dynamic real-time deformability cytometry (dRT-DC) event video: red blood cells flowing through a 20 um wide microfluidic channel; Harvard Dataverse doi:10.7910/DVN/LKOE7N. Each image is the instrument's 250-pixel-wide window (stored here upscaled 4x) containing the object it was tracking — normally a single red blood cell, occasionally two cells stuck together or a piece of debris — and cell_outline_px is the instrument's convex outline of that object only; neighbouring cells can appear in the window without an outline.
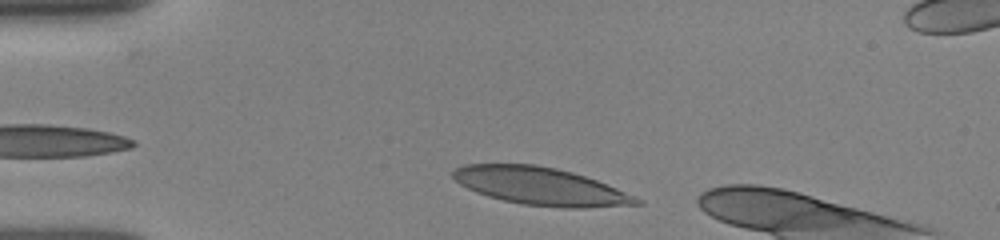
{"species": "human", "species_latin": "Homo sapiens", "temperature_condition": "room temperature", "stored_images_in_passage": 35, "camera_frame_rate_fps": 3000, "um_per_image_px": 0.085, "donor": {"sex": "female"}, "frame": {"image": 1, "passage_image": 3, "time_ms": 0.667, "image_size_px": [1000, 240], "cell_outline_px": [[644, 204], [584, 208], [560, 208], [524, 204], [504, 200], [488, 196], [476, 192], [460, 184], [452, 176], [452, 172], [456, 168], [464, 164], [536, 164], [556, 168], [572, 172], [596, 180], [616, 188], [644, 200]], "centroid_in_image_um": [45.97, 15.83], "position_along_channel_um": 39.0, "area_um2": 40.17}}
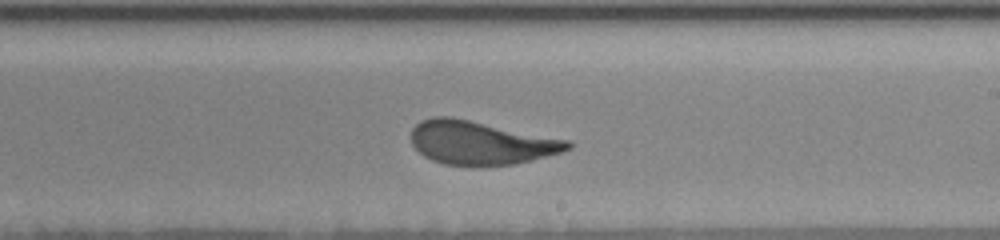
{"frame": {"image": 2, "passage_image": 22, "time_ms": 7.0, "image_size_px": [1000, 240], "cell_outline_px": [[572, 148], [560, 152], [532, 160], [512, 164], [480, 168], [444, 164], [432, 160], [424, 156], [412, 144], [412, 128], [420, 120], [432, 116], [452, 116], [572, 140]], "centroid_in_image_um": [40.88, 12.14], "position_along_channel_um": 248.1, "area_um2": 40.58}}
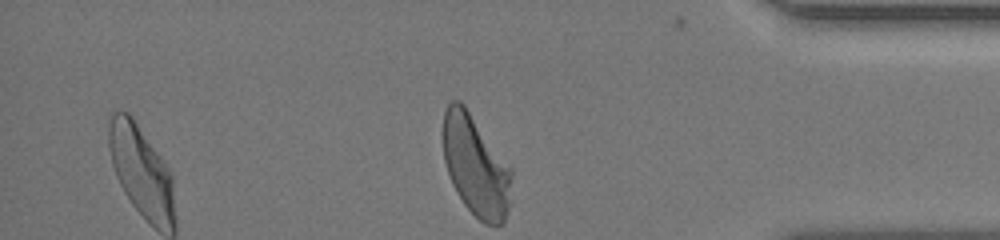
{"frame": {"image": 3, "passage_image": 35, "time_ms": 11.333, "image_size_px": [1000, 240], "cell_outline_px": [[512, 204], [504, 224], [488, 224], [480, 220], [464, 204], [456, 192], [452, 184], [444, 160], [440, 132], [444, 112], [448, 104], [452, 100], [460, 100], [464, 104], [512, 168]], "centroid_in_image_um": [40.44, 14.08], "position_along_channel_um": 394.8, "area_um2": 41.15}, "authors_computed_cell_mechanics": {"area_um2": 40.2288, "velocity_mm_per_s": 3.877, "shape_relaxation_time_tau1_ms": 3.2122, "shape_relaxation_time_tau2_ms": null, "deformation_change_tau1": 0.1681, "deformation_change_tau2": null}}